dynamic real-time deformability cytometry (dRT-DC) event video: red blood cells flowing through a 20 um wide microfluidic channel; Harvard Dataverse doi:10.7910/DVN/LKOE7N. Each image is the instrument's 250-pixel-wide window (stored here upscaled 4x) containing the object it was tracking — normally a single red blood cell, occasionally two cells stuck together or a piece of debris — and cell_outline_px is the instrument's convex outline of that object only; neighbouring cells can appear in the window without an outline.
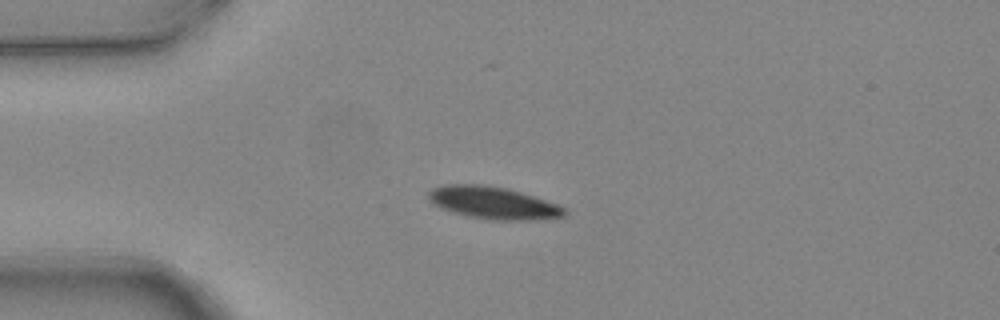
{"species": "common noctule bat (a hibernating species)", "species_latin": "Nyctalus noctula", "temperature_condition": "warm", "stored_images_in_passage": 4, "camera_frame_rate_fps": 3000, "um_per_image_px": 0.085, "animal": {"sex": "female", "body_mass_g": 24.6, "forearm_length_mm": 56.2}, "frame": {"image": 1, "passage_image": 3, "time_ms": 0.667, "image_size_px": [1000, 320], "cell_outline_px": [[568, 212], [564, 216], [528, 220], [496, 220], [468, 216], [452, 212], [440, 208], [432, 204], [428, 200], [428, 192], [432, 188], [444, 184], [480, 184], [508, 188], [556, 204], [564, 208]], "centroid_in_image_um": [41.85, 17.23], "position_along_channel_um": 43.2, "area_um2": 25.49}}